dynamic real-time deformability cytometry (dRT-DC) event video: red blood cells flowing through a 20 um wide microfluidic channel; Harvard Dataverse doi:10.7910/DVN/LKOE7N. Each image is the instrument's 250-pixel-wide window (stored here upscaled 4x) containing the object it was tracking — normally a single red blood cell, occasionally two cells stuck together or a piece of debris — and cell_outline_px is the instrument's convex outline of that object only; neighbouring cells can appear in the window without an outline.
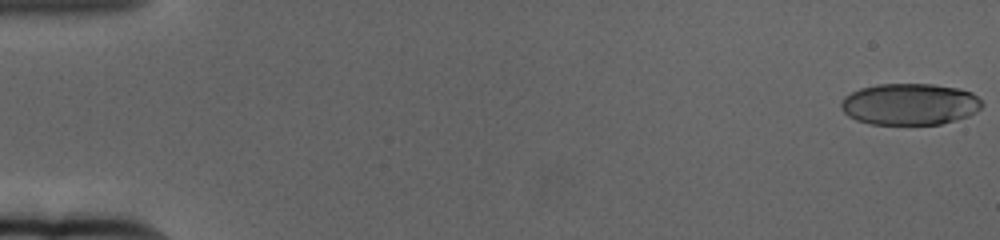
{"species": "human", "species_latin": "Homo sapiens", "temperature_condition": "cold", "stored_images_in_passage": 61, "camera_frame_rate_fps": 3000, "um_per_image_px": 0.085, "donor": {"sex": "female"}, "frame": {"image": 1, "passage_image": 1, "time_ms": 0.0, "image_size_px": [1000, 240], "cell_outline_px": [[984, 104], [976, 112], [968, 116], [956, 120], [940, 124], [872, 124], [856, 120], [848, 116], [840, 108], [840, 104], [844, 96], [860, 88], [876, 84], [932, 84], [960, 88], [972, 92]], "centroid_in_image_um": [77.33, 8.85], "position_along_channel_um": 7.7, "area_um2": 34.33}}
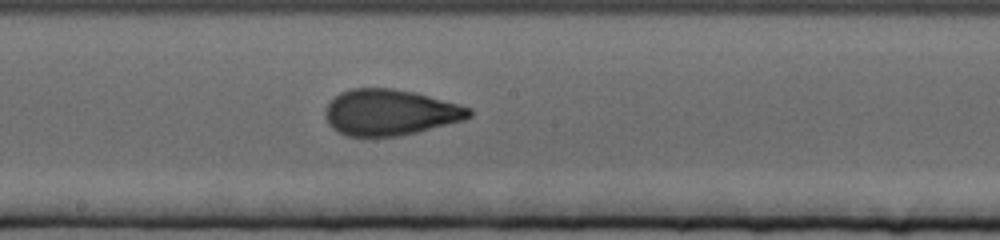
{"frame": {"image": 2, "passage_image": 34, "time_ms": 11.0, "image_size_px": [1000, 240], "cell_outline_px": [[472, 116], [464, 120], [400, 136], [348, 136], [332, 128], [328, 124], [328, 104], [340, 92], [352, 88], [392, 88], [416, 92], [472, 108]], "centroid_in_image_um": [33.2, 9.54], "position_along_channel_um": 215.0, "area_um2": 38.21}}
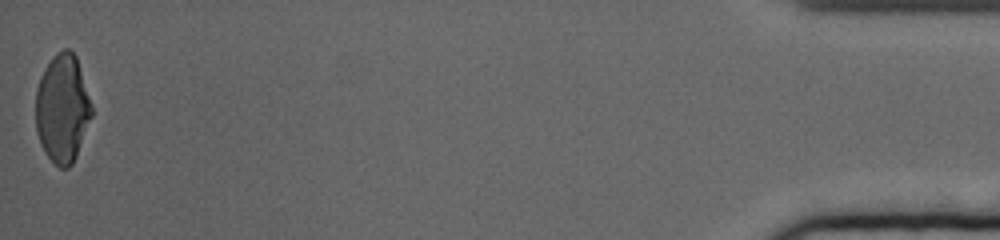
{"frame": {"image": 3, "passage_image": 61, "time_ms": 20.0, "image_size_px": [1000, 240], "cell_outline_px": [[92, 116], [76, 156], [72, 164], [68, 168], [60, 168], [44, 152], [40, 144], [36, 132], [36, 88], [40, 76], [44, 68], [56, 52], [64, 48], [68, 48], [76, 56], [92, 104]], "centroid_in_image_um": [5.3, 9.21], "position_along_channel_um": 429.9, "area_um2": 35.43}, "authors_computed_cell_mechanics": {"area_um2": 36.9342, "velocity_mm_per_s": 3.3681, "shape_relaxation_time_tau1_ms": 4.2227, "shape_relaxation_time_tau2_ms": 1.2676, "deformation_change_tau1": 0.1754, "deformation_change_tau2": 0.0713}}